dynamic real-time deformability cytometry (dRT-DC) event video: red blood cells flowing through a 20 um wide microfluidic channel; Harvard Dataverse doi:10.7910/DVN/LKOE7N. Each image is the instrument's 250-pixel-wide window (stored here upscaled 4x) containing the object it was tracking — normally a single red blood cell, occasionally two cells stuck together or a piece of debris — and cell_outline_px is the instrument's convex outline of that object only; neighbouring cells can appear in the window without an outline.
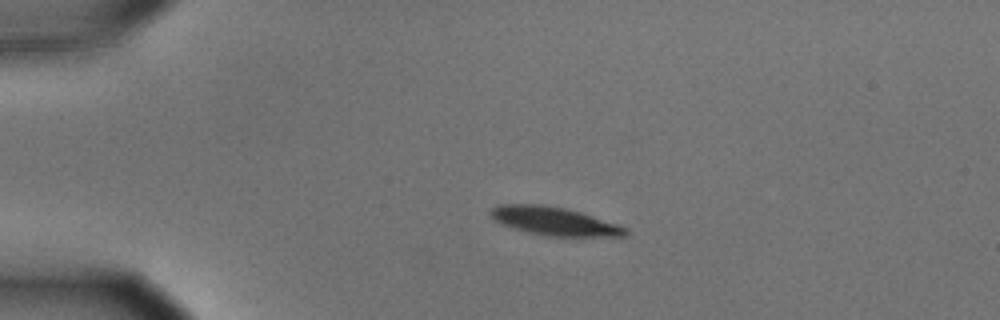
{"species": "common noctule bat (a hibernating species)", "species_latin": "Nyctalus noctula", "temperature_condition": "cold", "stored_images_in_passage": 44, "camera_frame_rate_fps": 3000, "um_per_image_px": 0.085, "animal": {"sex": "male", "body_mass_g": 15.6}, "frame": {"image": 1, "passage_image": 1, "time_ms": 0.0, "image_size_px": [1000, 320], "cell_outline_px": [[628, 236], [548, 236], [528, 232], [504, 224], [496, 220], [488, 212], [496, 204], [544, 204], [564, 208], [580, 212], [628, 228]], "centroid_in_image_um": [47.12, 18.79], "position_along_channel_um": 37.9, "area_um2": 21.96}}
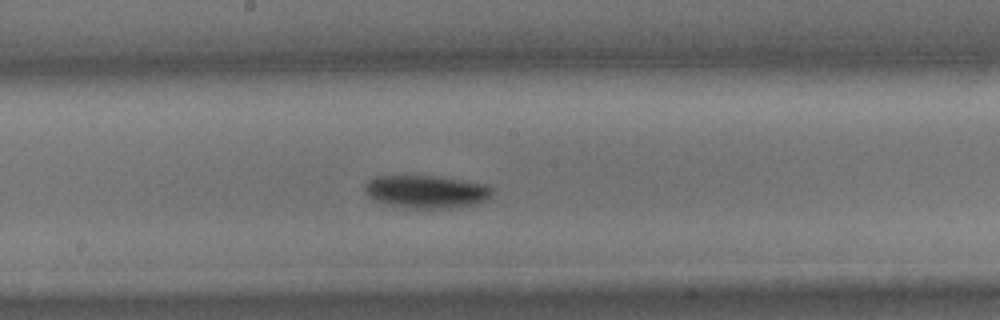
{"frame": {"image": 2, "passage_image": 19, "time_ms": 6.0, "image_size_px": [1000, 320], "cell_outline_px": [[492, 196], [476, 204], [460, 208], [404, 208], [384, 204], [368, 196], [364, 188], [364, 184], [368, 180], [376, 176], [436, 176], [464, 180], [484, 184], [492, 188]], "centroid_in_image_um": [36.23, 16.3], "position_along_channel_um": 212.0, "area_um2": 24.62}}
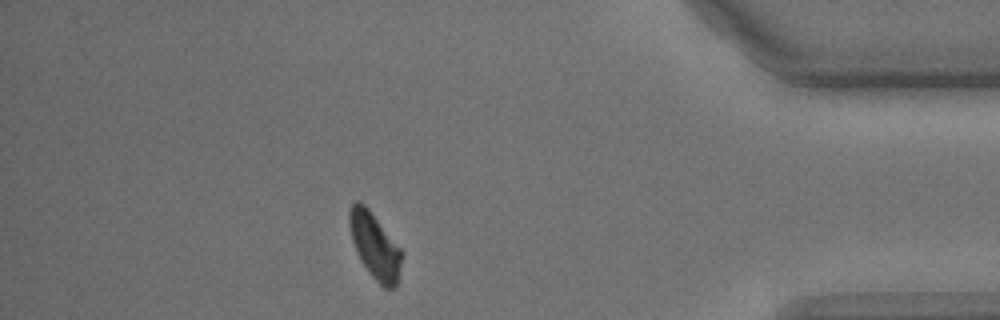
{"frame": {"image": 3, "passage_image": 38, "time_ms": 12.333, "image_size_px": [1000, 320], "cell_outline_px": [[404, 252], [396, 284], [392, 288], [384, 288], [372, 276], [360, 260], [356, 252], [352, 240], [348, 224], [348, 212], [352, 204], [356, 200], [360, 200], [368, 208]], "centroid_in_image_um": [31.84, 20.86], "position_along_channel_um": 403.4, "area_um2": 20.06}, "authors_computed_cell_mechanics": {"area_um2": 23.7847, "velocity_mm_per_s": 3.5786, "shape_relaxation_time_tau1_ms": 4.6209, "shape_relaxation_time_tau2_ms": null, "deformation_change_tau1": 0.1425, "deformation_change_tau2": null}}